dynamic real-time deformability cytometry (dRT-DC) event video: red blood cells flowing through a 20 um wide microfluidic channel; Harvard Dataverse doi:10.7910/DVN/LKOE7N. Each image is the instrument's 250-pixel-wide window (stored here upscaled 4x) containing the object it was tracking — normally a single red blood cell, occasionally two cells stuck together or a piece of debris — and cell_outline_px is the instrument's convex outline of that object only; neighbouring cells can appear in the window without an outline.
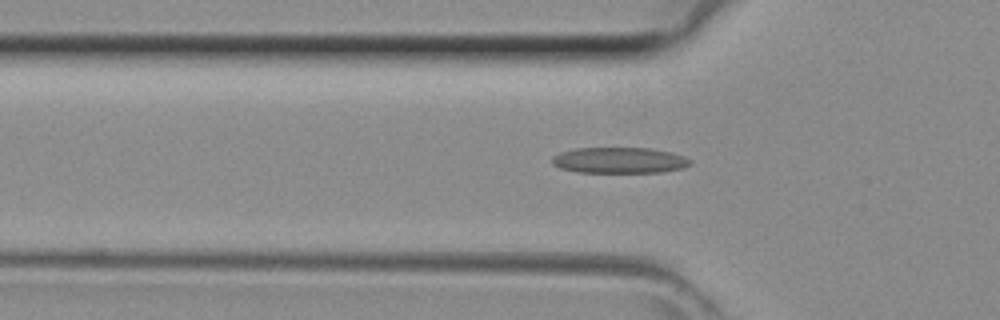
{"species": "common noctule bat (a hibernating species)", "species_latin": "Nyctalus noctula", "temperature_condition": "room temperature", "stored_images_in_passage": 43, "camera_frame_rate_fps": 3000, "um_per_image_px": 0.085, "animal": {"sex": "female", "body_mass_g": 29.2, "forearm_length_mm": 56.3}, "frame": {"image": 1, "passage_image": 14, "time_ms": 4.333, "image_size_px": [1000, 320], "cell_outline_px": [[692, 164], [684, 168], [660, 172], [576, 172], [560, 168], [552, 164], [552, 156], [560, 152], [576, 148], [648, 148], [672, 152], [684, 156], [692, 160]], "centroid_in_image_um": [52.66, 13.62], "position_along_channel_um": 73.1, "area_um2": 20.98}}
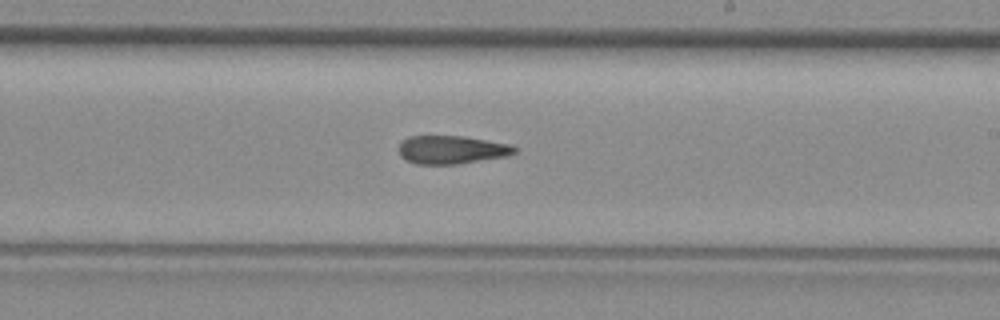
{"frame": {"image": 2, "passage_image": 25, "time_ms": 8.0, "image_size_px": [1000, 320], "cell_outline_px": [[516, 152], [508, 156], [456, 164], [416, 164], [400, 156], [400, 140], [408, 136], [464, 136], [512, 144], [516, 148]], "centroid_in_image_um": [38.4, 12.72], "position_along_channel_um": 250.6, "area_um2": 19.13}}
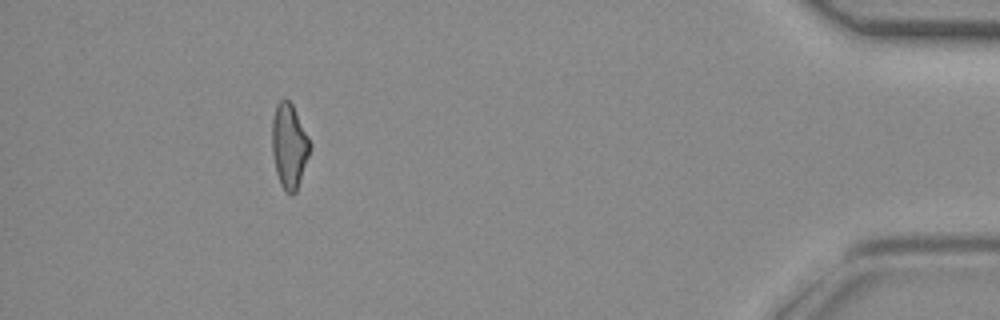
{"frame": {"image": 3, "passage_image": 39, "time_ms": 12.667, "image_size_px": [1000, 320], "cell_outline_px": [[312, 144], [296, 192], [292, 196], [284, 192], [280, 184], [276, 172], [272, 152], [272, 120], [276, 104], [284, 96], [292, 104]], "centroid_in_image_um": [24.57, 12.41], "position_along_channel_um": 410.6, "area_um2": 18.79}}